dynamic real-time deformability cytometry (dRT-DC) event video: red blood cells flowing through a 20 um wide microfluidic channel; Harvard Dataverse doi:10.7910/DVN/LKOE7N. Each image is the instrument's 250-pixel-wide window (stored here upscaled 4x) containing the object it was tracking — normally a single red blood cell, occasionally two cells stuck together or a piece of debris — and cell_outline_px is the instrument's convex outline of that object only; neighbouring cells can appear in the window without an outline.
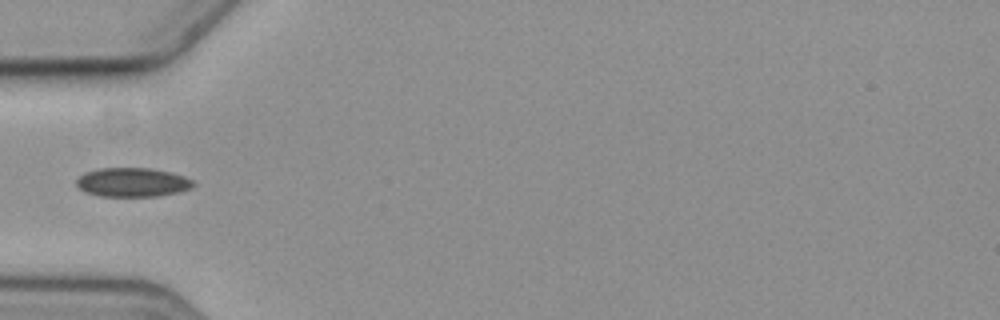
{"species": "common noctule bat (a hibernating species)", "species_latin": "Nyctalus noctula", "temperature_condition": "cold", "stored_images_in_passage": 1, "camera_frame_rate_fps": 3000, "um_per_image_px": 0.085, "animal": {"sex": "female", "body_mass_g": 19.3, "forearm_length_mm": 54.1}, "frame": {"image": 1, "passage_image": 1, "time_ms": 0.0, "image_size_px": [1000, 320], "cell_outline_px": [[196, 184], [192, 188], [180, 192], [160, 196], [100, 196], [84, 192], [76, 184], [76, 180], [84, 172], [100, 168], [152, 168], [172, 172], [184, 176], [192, 180]], "centroid_in_image_um": [11.29, 15.49], "position_along_channel_um": 73.7, "area_um2": 20.0}}